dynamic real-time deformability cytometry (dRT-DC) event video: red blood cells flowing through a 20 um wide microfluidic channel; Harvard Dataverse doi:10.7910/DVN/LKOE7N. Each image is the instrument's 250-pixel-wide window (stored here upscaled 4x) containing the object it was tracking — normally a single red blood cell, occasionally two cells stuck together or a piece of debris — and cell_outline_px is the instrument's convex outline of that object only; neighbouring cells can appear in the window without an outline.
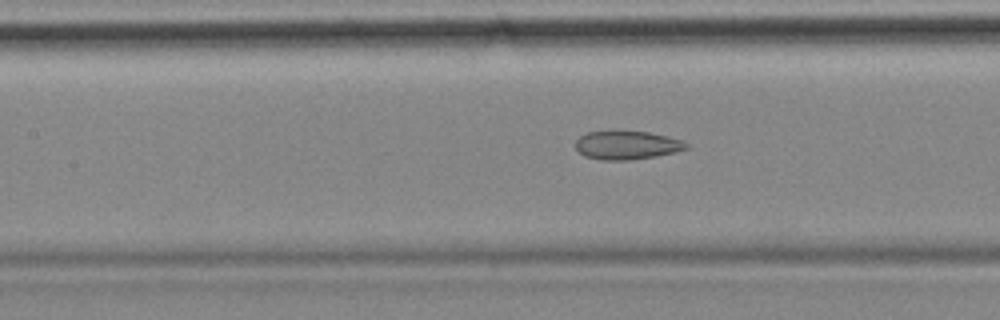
{"species": "common noctule bat (a hibernating species)", "species_latin": "Nyctalus noctula", "temperature_condition": "cold", "stored_images_in_passage": 57, "camera_frame_rate_fps": 3000, "um_per_image_px": 0.085, "animal": {"sex": "female", "body_mass_g": 18.4}, "frame": {"image": 1, "passage_image": 25, "time_ms": 8.0, "image_size_px": [1000, 320], "cell_outline_px": [[688, 148], [656, 156], [628, 160], [604, 160], [584, 156], [576, 148], [576, 140], [580, 136], [588, 132], [616, 128], [648, 132], [680, 140], [688, 144]], "centroid_in_image_um": [53.22, 12.29], "position_along_channel_um": 154.2, "area_um2": 18.73}, "authors_computed_cell_mechanics": {"area_um2": 21.1548, "velocity_mm_per_s": 3.5244, "shape_relaxation_time_tau1_ms": null, "shape_relaxation_time_tau2_ms": 4.5549, "deformation_change_tau1": null, "deformation_change_tau2": 0.1412}}